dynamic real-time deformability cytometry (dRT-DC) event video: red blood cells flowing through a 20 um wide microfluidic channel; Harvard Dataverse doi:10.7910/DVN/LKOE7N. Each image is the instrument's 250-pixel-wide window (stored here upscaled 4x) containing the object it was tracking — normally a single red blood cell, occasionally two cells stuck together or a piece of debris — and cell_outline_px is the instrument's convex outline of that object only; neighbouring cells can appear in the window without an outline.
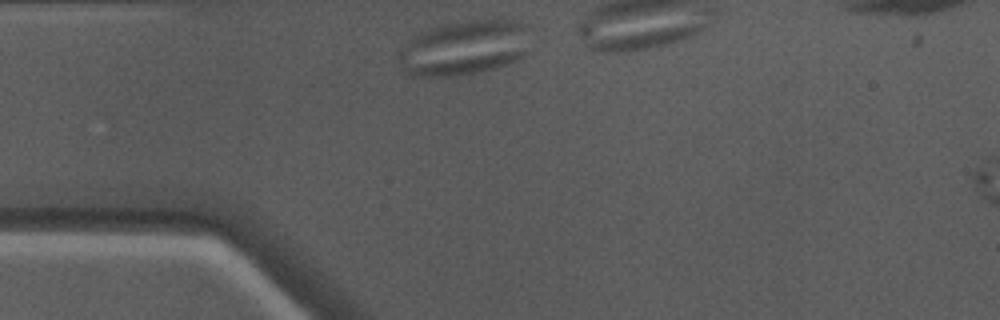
{"species": "Egyptian fruit bat (a non-hibernating species)", "species_latin": "Rousettus aegyptiacus", "temperature_condition": "warm", "stored_images_in_passage": 9, "camera_frame_rate_fps": 3000, "um_per_image_px": 0.085, "animal": {"sex": "male"}, "frame": {"image": 1, "passage_image": 1, "time_ms": 0.0, "image_size_px": [1000, 320], "cell_outline_px": [[528, 52], [524, 56], [504, 64], [492, 68], [476, 72], [448, 76], [420, 76], [404, 72], [396, 60], [396, 56], [412, 36], [428, 28], [448, 24], [472, 20], [516, 20], [528, 24]], "centroid_in_image_um": [39.45, 4.05], "position_along_channel_um": 45.6, "area_um2": 41.91}}